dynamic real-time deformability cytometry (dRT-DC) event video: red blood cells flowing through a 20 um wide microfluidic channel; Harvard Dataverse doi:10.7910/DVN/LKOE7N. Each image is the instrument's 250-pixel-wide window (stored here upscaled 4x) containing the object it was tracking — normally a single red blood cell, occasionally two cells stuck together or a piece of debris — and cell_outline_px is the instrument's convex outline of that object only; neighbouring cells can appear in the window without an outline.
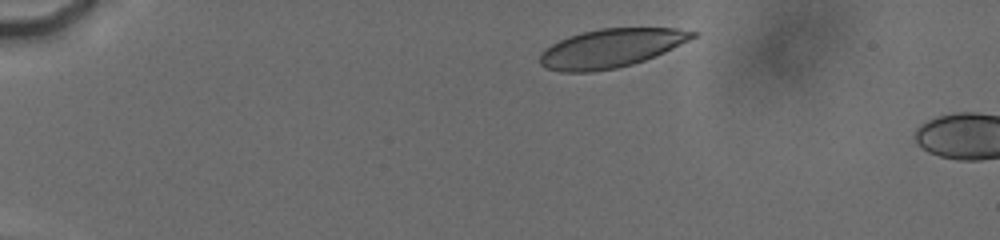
{"species": "human", "species_latin": "Homo sapiens", "temperature_condition": "cold", "stored_images_in_passage": 7, "camera_frame_rate_fps": 3000, "um_per_image_px": 0.085, "donor": {"sex": "male"}, "frame": {"image": 1, "passage_image": 4, "time_ms": 1.0, "image_size_px": [1000, 240], "cell_outline_px": [[700, 32], [696, 36], [664, 52], [644, 60], [632, 64], [616, 68], [588, 72], [560, 72], [548, 68], [540, 64], [540, 52], [544, 48], [568, 36], [580, 32], [600, 28], [676, 28]], "centroid_in_image_um": [51.9, 4.09], "position_along_channel_um": 33.1, "area_um2": 34.28}}